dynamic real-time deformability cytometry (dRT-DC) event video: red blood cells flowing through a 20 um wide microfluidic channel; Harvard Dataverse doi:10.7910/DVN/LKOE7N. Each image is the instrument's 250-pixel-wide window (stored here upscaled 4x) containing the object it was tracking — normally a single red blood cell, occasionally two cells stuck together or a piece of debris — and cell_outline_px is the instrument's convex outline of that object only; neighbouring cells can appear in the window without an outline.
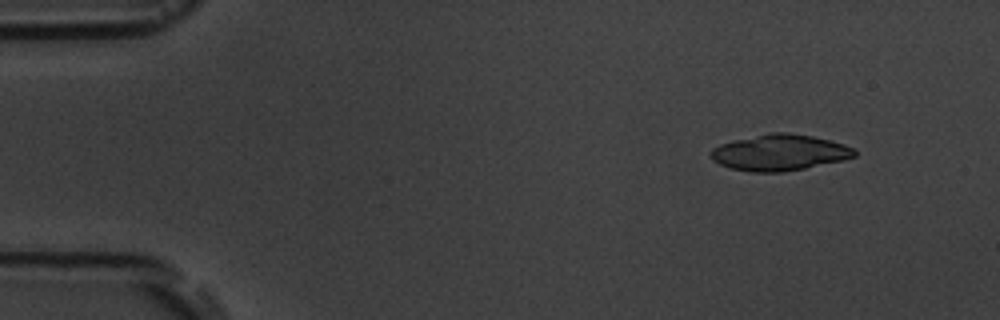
{"species": "common noctule bat (a hibernating species)", "species_latin": "Nyctalus noctula", "temperature_condition": "room temperature", "stored_images_in_passage": 6, "camera_frame_rate_fps": 3000, "um_per_image_px": 0.085, "animal": {"sex": "male", "body_mass_g": 19.5, "forearm_length_mm": 54.6}, "frame": {"image": 1, "passage_image": 2, "time_ms": 1.333, "image_size_px": [1000, 320], "cell_outline_px": [[856, 156], [844, 160], [784, 172], [748, 172], [728, 168], [712, 160], [708, 156], [708, 152], [712, 148], [720, 144], [732, 140], [772, 132], [788, 132], [812, 136], [844, 144], [856, 148]], "centroid_in_image_um": [66.22, 12.97], "position_along_channel_um": 18.8, "area_um2": 30.58}}